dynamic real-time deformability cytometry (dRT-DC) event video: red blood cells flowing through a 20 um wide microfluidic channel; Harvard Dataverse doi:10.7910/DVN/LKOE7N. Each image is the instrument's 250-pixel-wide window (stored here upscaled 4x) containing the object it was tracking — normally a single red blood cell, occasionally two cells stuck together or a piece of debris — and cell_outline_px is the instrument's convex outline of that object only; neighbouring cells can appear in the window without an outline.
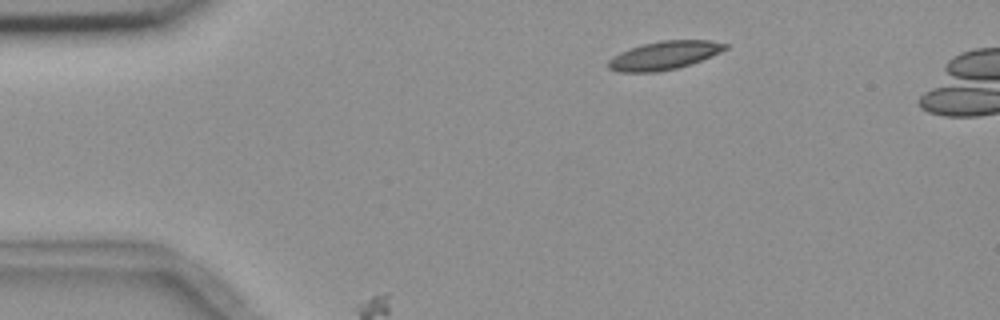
{"species": "common noctule bat (a hibernating species)", "species_latin": "Nyctalus noctula", "temperature_condition": "room temperature", "stored_images_in_passage": 4, "camera_frame_rate_fps": 3000, "um_per_image_px": 0.085, "animal": {"sex": "female", "body_mass_g": 18.4}, "frame": {"image": 1, "passage_image": 1, "time_ms": 0.0, "image_size_px": [1000, 320], "cell_outline_px": [[728, 48], [712, 56], [676, 68], [656, 72], [620, 72], [608, 68], [608, 60], [612, 56], [628, 48], [660, 40], [708, 40], [728, 44]], "centroid_in_image_um": [56.43, 4.7], "position_along_channel_um": 28.6, "area_um2": 19.25}}